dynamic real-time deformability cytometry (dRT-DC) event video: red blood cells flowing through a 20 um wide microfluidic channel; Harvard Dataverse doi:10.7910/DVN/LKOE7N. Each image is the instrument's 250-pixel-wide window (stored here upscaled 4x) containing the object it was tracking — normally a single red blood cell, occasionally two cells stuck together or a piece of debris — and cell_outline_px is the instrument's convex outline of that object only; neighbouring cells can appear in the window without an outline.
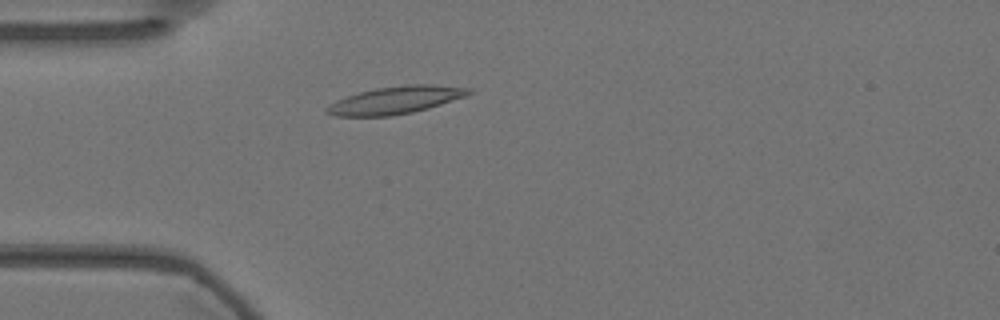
{"species": "Egyptian fruit bat (a non-hibernating species)", "species_latin": "Rousettus aegyptiacus", "temperature_condition": "warm", "stored_images_in_passage": 54, "camera_frame_rate_fps": 3000, "um_per_image_px": 0.085, "animal": {"sex": "female"}, "frame": {"image": 1, "passage_image": 13, "time_ms": 4.0, "image_size_px": [1000, 320], "cell_outline_px": [[472, 92], [464, 96], [428, 108], [412, 112], [392, 116], [336, 116], [324, 112], [324, 108], [336, 100], [360, 92], [376, 88], [404, 84], [432, 84], [472, 88]], "centroid_in_image_um": [33.6, 8.5], "position_along_channel_um": 51.4, "area_um2": 22.66}}
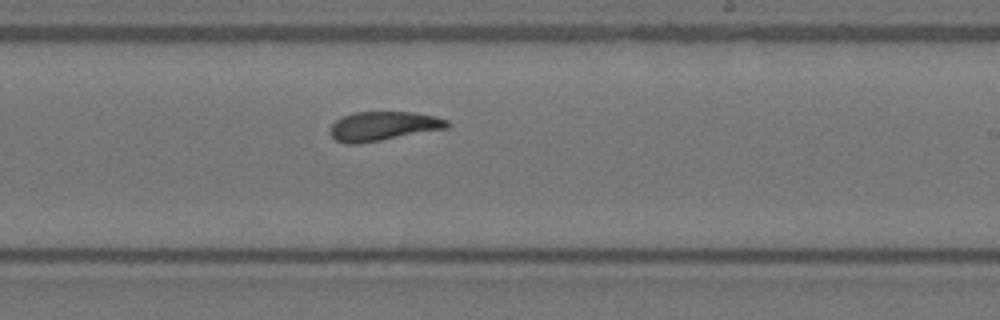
{"frame": {"image": 2, "passage_image": 31, "time_ms": 10.0, "image_size_px": [1000, 320], "cell_outline_px": [[448, 128], [360, 144], [344, 144], [336, 140], [328, 132], [332, 124], [336, 120], [344, 116], [356, 112], [412, 112], [436, 116], [448, 120]], "centroid_in_image_um": [32.55, 10.73], "position_along_channel_um": 256.4, "area_um2": 19.94}}
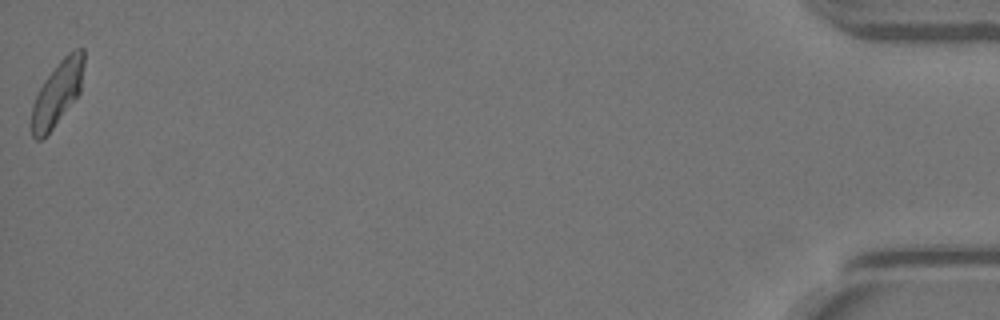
{"frame": {"image": 3, "passage_image": 54, "time_ms": 17.667, "image_size_px": [1000, 320], "cell_outline_px": [[84, 64], [80, 92], [52, 128], [40, 140], [36, 140], [32, 136], [32, 104], [44, 80], [60, 60], [68, 52], [76, 48], [84, 48]], "centroid_in_image_um": [4.89, 7.87], "position_along_channel_um": 430.3, "area_um2": 19.19}, "authors_computed_cell_mechanics": {"area_um2": 20.5479, "velocity_mm_per_s": 3.5572, "shape_relaxation_time_tau1_ms": null, "shape_relaxation_time_tau2_ms": 2.2878, "deformation_change_tau1": null, "deformation_change_tau2": 0.089}}